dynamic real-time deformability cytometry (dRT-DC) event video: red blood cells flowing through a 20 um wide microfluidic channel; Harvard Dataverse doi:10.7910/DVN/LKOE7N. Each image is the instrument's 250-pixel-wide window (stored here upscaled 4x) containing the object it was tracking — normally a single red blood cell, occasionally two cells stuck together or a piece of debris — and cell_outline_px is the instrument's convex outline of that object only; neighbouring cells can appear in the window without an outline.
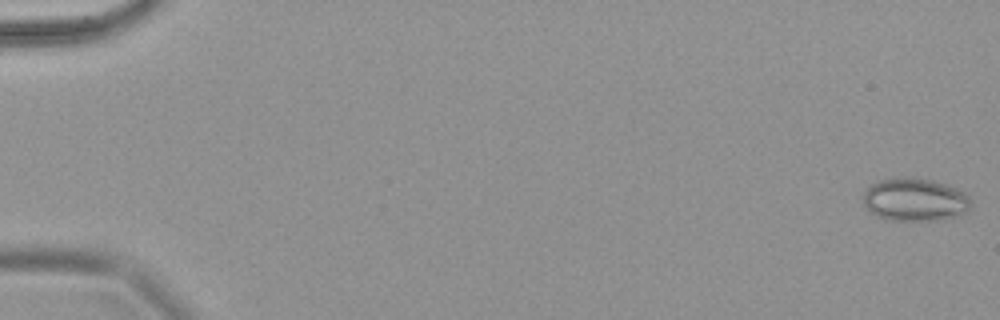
{"species": "common noctule bat (a hibernating species)", "species_latin": "Nyctalus noctula", "temperature_condition": "warm", "stored_images_in_passage": 10, "camera_frame_rate_fps": 3000, "um_per_image_px": 0.085, "animal": {"sex": "female", "body_mass_g": 18.4}, "frame": {"image": 1, "passage_image": 1, "time_ms": 0.0, "image_size_px": [1000, 320], "cell_outline_px": [[972, 204], [964, 212], [956, 216], [936, 220], [884, 220], [876, 216], [864, 204], [864, 192], [872, 184], [880, 180], [932, 180], [956, 188], [964, 192], [968, 196]], "centroid_in_image_um": [77.78, 17.02], "position_along_channel_um": 7.2, "area_um2": 26.07}}
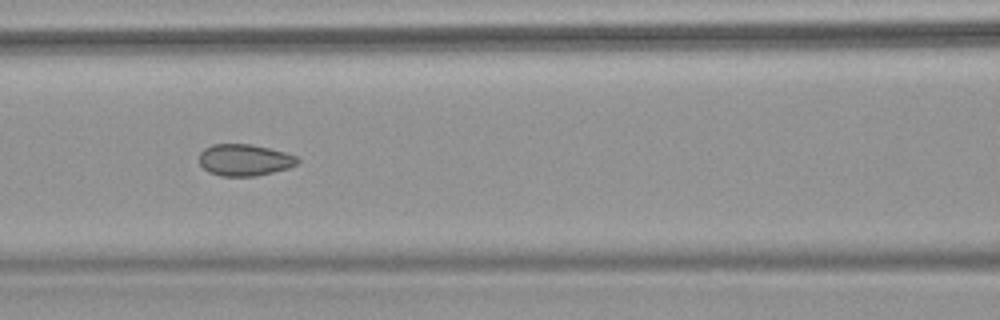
{"frame": {"image": 2, "passage_image": 9, "time_ms": 2.667, "image_size_px": [1000, 320], "cell_outline_px": [[300, 160], [296, 164], [288, 168], [256, 176], [220, 176], [208, 172], [200, 164], [200, 152], [204, 148], [212, 144], [252, 144], [284, 152], [296, 156]], "centroid_in_image_um": [20.76, 13.6], "position_along_channel_um": 145.8, "area_um2": 18.09}}